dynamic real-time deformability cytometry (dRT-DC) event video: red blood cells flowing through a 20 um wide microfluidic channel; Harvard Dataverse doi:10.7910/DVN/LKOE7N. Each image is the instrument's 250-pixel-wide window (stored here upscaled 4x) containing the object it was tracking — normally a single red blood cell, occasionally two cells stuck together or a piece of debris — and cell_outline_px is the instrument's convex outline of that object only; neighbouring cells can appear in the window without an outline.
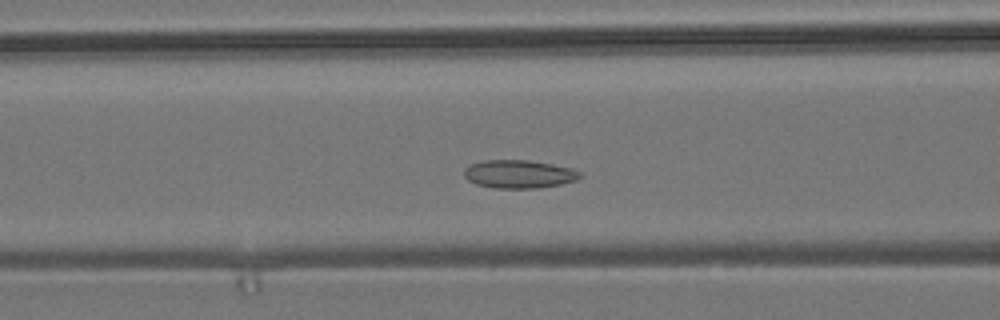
{"species": "common noctule bat (a hibernating species)", "species_latin": "Nyctalus noctula", "temperature_condition": "room temperature", "stored_images_in_passage": 51, "camera_frame_rate_fps": 3000, "um_per_image_px": 0.085, "animal": {"sex": "male", "body_mass_g": 19.2, "forearm_length_mm": 51.8}, "frame": {"image": 1, "passage_image": 17, "time_ms": 5.333, "image_size_px": [1000, 320], "cell_outline_px": [[580, 176], [576, 180], [560, 184], [540, 188], [492, 188], [476, 184], [468, 180], [464, 176], [464, 168], [472, 164], [484, 160], [528, 160], [552, 164], [572, 168], [580, 172]], "centroid_in_image_um": [44.09, 14.8], "position_along_channel_um": 122.5, "area_um2": 19.02}}
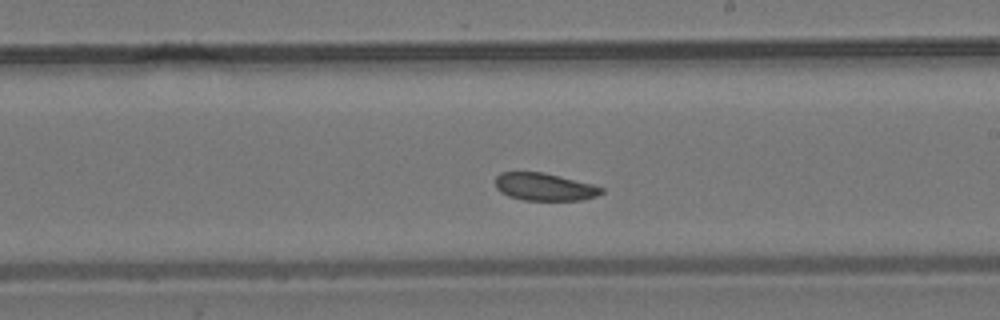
{"frame": {"image": 2, "passage_image": 27, "time_ms": 8.667, "image_size_px": [1000, 320], "cell_outline_px": [[604, 192], [596, 196], [580, 200], [524, 200], [508, 196], [500, 192], [496, 188], [496, 176], [500, 172], [544, 172], [592, 184], [604, 188]], "centroid_in_image_um": [46.27, 15.88], "position_along_channel_um": 242.7, "area_um2": 17.05}}
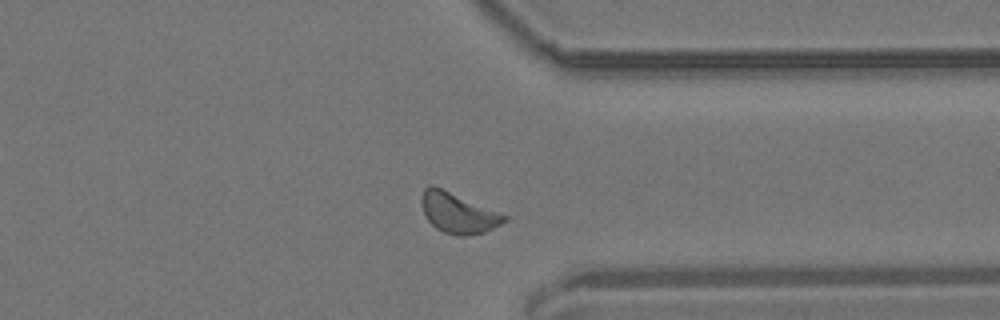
{"frame": {"image": 3, "passage_image": 38, "time_ms": 12.333, "image_size_px": [1000, 320], "cell_outline_px": [[508, 220], [484, 232], [464, 236], [456, 236], [444, 232], [436, 228], [428, 220], [420, 204], [420, 196], [424, 188], [428, 184], [432, 184], [508, 216]], "centroid_in_image_um": [38.89, 18.09], "position_along_channel_um": 372.5, "area_um2": 19.36}, "authors_computed_cell_mechanics": {"area_um2": 18.496, "velocity_mm_per_s": 3.6149, "shape_relaxation_time_tau1_ms": 9.8143, "shape_relaxation_time_tau2_ms": null, "deformation_change_tau1": 0.0792, "deformation_change_tau2": null}}